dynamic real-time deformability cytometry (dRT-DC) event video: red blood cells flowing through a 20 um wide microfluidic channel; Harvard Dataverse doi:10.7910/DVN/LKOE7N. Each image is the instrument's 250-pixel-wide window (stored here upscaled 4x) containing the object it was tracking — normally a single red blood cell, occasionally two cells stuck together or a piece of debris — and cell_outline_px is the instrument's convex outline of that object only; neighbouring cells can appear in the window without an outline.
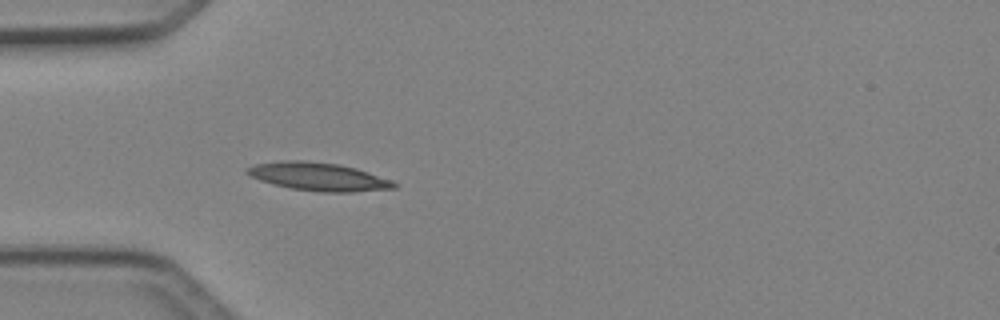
{"species": "Egyptian fruit bat (a non-hibernating species)", "species_latin": "Rousettus aegyptiacus", "temperature_condition": "cold", "stored_images_in_passage": 34, "camera_frame_rate_fps": 3000, "um_per_image_px": 0.085, "animal": {"sex": "female"}, "frame": {"image": 1, "passage_image": 1, "time_ms": 0.0, "image_size_px": [1000, 320], "cell_outline_px": [[396, 188], [352, 192], [320, 192], [292, 188], [272, 184], [260, 180], [244, 172], [244, 168], [256, 164], [280, 160], [304, 160], [340, 164], [356, 168], [392, 180], [396, 184]], "centroid_in_image_um": [27.04, 15.0], "position_along_channel_um": 58.0, "area_um2": 24.16}}
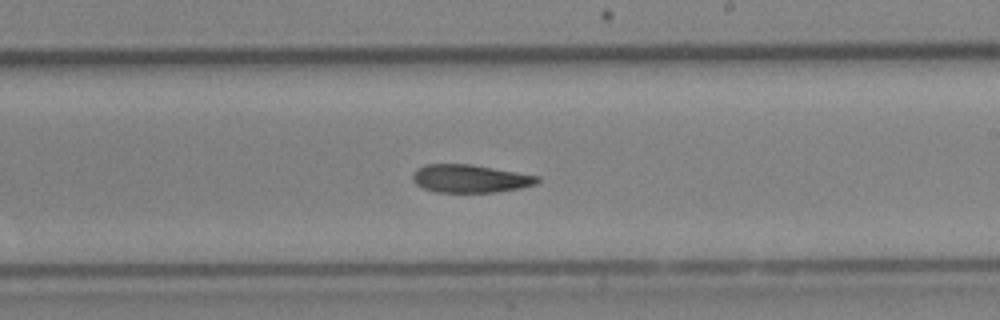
{"frame": {"image": 2, "passage_image": 15, "time_ms": 4.667, "image_size_px": [1000, 320], "cell_outline_px": [[540, 180], [536, 184], [520, 188], [496, 192], [436, 192], [424, 188], [416, 184], [412, 180], [412, 172], [416, 168], [424, 164], [472, 164], [540, 176]], "centroid_in_image_um": [39.94, 15.17], "position_along_channel_um": 249.1, "area_um2": 20.52}}
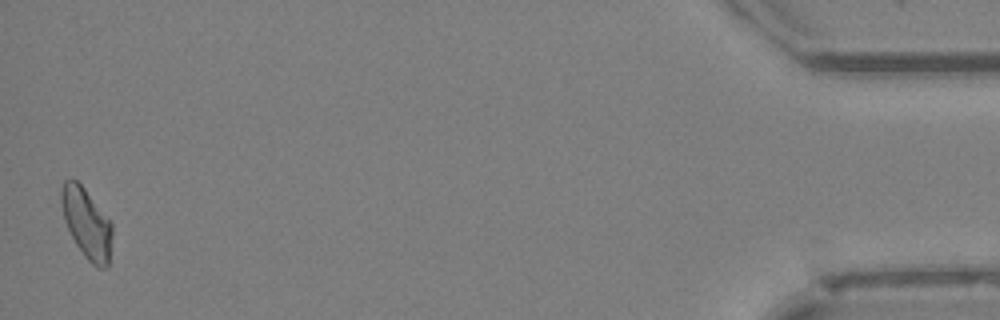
{"frame": {"image": 3, "passage_image": 34, "time_ms": 11.0, "image_size_px": [1000, 320], "cell_outline_px": [[112, 236], [108, 264], [104, 268], [96, 268], [84, 256], [76, 244], [64, 220], [60, 200], [60, 192], [64, 180], [72, 176], [84, 188], [112, 224]], "centroid_in_image_um": [7.34, 18.96], "position_along_channel_um": 427.9, "area_um2": 20.63}}